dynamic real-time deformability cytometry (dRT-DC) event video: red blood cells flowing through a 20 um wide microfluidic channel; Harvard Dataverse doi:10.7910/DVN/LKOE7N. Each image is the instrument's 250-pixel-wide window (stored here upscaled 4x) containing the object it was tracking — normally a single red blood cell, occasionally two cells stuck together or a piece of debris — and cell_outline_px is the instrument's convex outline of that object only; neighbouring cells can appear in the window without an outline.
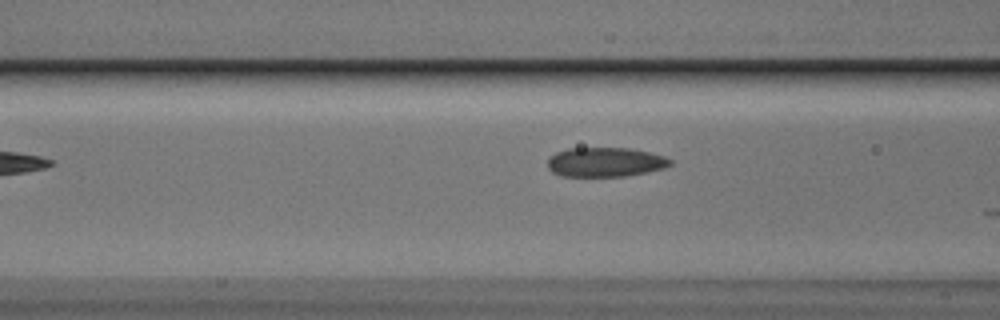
{"species": "Egyptian fruit bat (a non-hibernating species)", "species_latin": "Rousettus aegyptiacus", "temperature_condition": "cold", "stored_images_in_passage": 7, "camera_frame_rate_fps": 3000, "um_per_image_px": 0.085, "animal": {"sex": "male"}, "frame": {"image": 1, "passage_image": 6, "time_ms": 1.667, "image_size_px": [1000, 320], "cell_outline_px": [[672, 164], [664, 168], [624, 176], [564, 176], [552, 172], [548, 168], [548, 160], [556, 152], [568, 148], [628, 148], [648, 152], [664, 156], [672, 160]], "centroid_in_image_um": [51.44, 13.77], "position_along_channel_um": 115.2, "area_um2": 20.81}}